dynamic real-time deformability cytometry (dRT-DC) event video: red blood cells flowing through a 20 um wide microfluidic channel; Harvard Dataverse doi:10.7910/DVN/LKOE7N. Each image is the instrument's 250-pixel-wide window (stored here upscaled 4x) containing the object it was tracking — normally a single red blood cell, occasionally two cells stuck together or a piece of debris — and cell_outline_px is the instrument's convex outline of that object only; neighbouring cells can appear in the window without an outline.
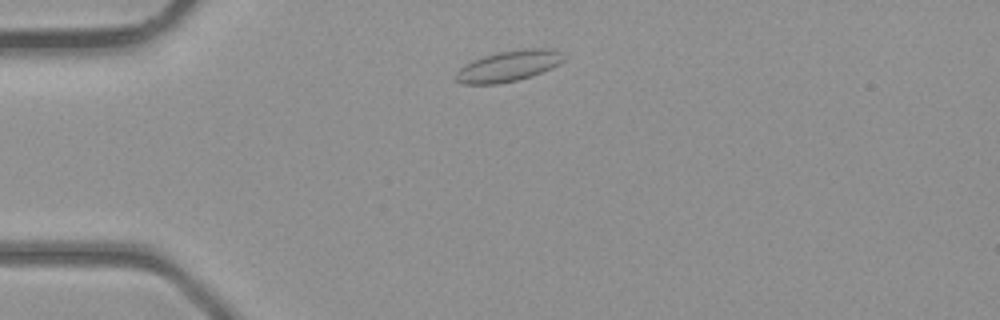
{"species": "common noctule bat (a hibernating species)", "species_latin": "Nyctalus noctula", "temperature_condition": "room temperature", "stored_images_in_passage": 33, "camera_frame_rate_fps": 3000, "um_per_image_px": 0.085, "animal": {"sex": "male", "body_mass_g": 23.1, "forearm_length_mm": 52.7}, "frame": {"image": 1, "passage_image": 2, "time_ms": 0.333, "image_size_px": [1000, 320], "cell_outline_px": [[564, 60], [560, 64], [540, 72], [516, 80], [496, 84], [464, 84], [456, 80], [456, 72], [464, 64], [484, 56], [496, 52], [528, 48], [544, 48], [560, 52], [564, 56]], "centroid_in_image_um": [43.2, 5.6], "position_along_channel_um": 41.8, "area_um2": 19.07}}
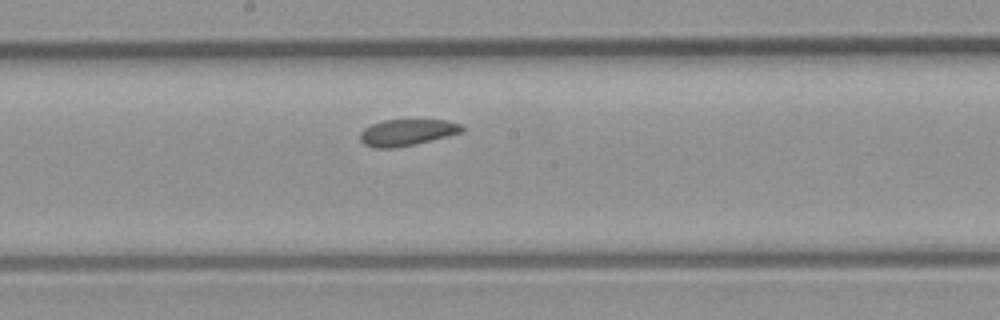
{"frame": {"image": 2, "passage_image": 14, "time_ms": 4.333, "image_size_px": [1000, 320], "cell_outline_px": [[464, 132], [416, 144], [396, 148], [376, 148], [364, 144], [360, 140], [360, 132], [364, 128], [372, 124], [384, 120], [448, 120], [460, 124], [464, 128]], "centroid_in_image_um": [34.61, 11.26], "position_along_channel_um": 213.6, "area_um2": 15.78}}
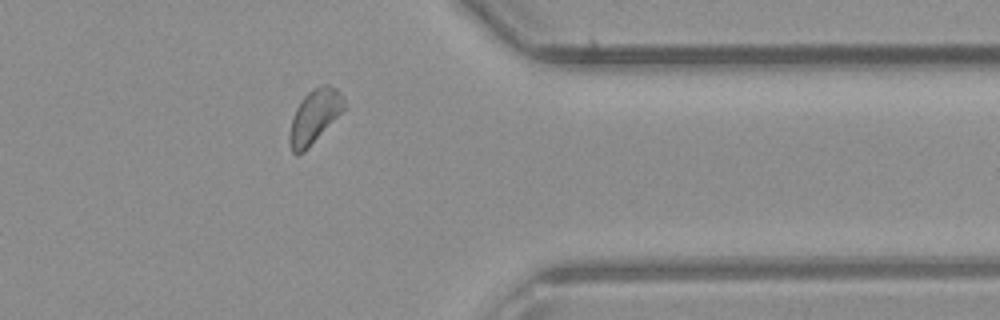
{"frame": {"image": 3, "passage_image": 25, "time_ms": 8.0, "image_size_px": [1000, 320], "cell_outline_px": [[344, 108], [304, 152], [296, 156], [292, 152], [288, 140], [288, 136], [292, 116], [300, 100], [312, 88], [324, 84], [328, 84], [336, 88], [340, 92], [344, 100]], "centroid_in_image_um": [26.67, 9.89], "position_along_channel_um": 384.7, "area_um2": 16.88}}